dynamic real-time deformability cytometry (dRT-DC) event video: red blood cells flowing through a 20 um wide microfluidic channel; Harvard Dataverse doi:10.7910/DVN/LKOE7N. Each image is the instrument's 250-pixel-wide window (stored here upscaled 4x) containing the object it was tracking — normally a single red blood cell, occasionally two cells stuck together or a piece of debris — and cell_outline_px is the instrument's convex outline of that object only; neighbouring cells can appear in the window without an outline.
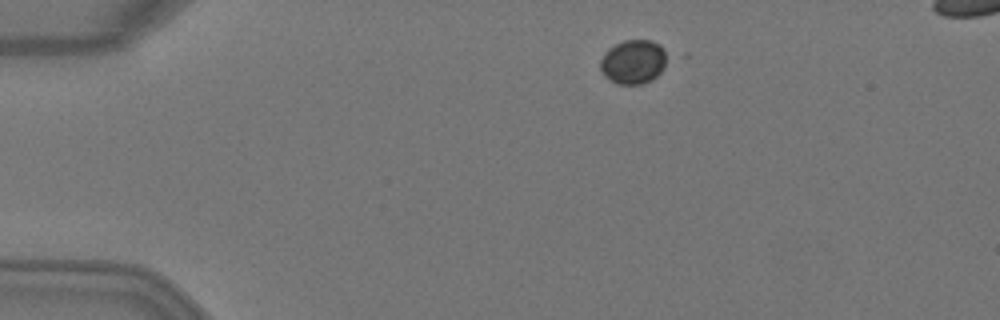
{"species": "Egyptian fruit bat (a non-hibernating species)", "species_latin": "Rousettus aegyptiacus", "temperature_condition": "warm", "stored_images_in_passage": 3, "segment_of_instrument_passage": [1, 2], "camera_frame_rate_fps": 3000, "um_per_image_px": 0.085, "animal": {"sex": "female"}, "frame": {"image": 1, "passage_image": 1, "time_ms": 0.0, "image_size_px": [1000, 320], "cell_outline_px": [[672, 56], [664, 68], [652, 80], [644, 84], [616, 84], [604, 76], [600, 68], [600, 60], [608, 48], [624, 40], [652, 40], [660, 44]], "centroid_in_image_um": [53.9, 5.25], "position_along_channel_um": 31.1, "area_um2": 17.69}}